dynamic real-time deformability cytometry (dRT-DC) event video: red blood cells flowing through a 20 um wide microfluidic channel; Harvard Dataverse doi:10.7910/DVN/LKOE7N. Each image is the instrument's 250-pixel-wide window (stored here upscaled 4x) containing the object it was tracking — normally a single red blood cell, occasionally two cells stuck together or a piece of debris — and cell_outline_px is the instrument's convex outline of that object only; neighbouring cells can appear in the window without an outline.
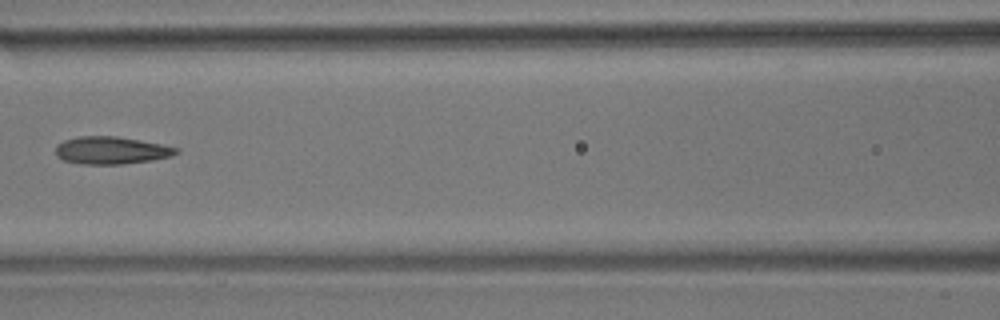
{"species": "common noctule bat (a hibernating species)", "species_latin": "Nyctalus noctula", "temperature_condition": "room temperature", "stored_images_in_passage": 15, "camera_frame_rate_fps": 3000, "um_per_image_px": 0.085, "animal": {"sex": "male", "body_mass_g": 17.9}, "frame": {"image": 1, "passage_image": 7, "time_ms": 2.0, "image_size_px": [1000, 320], "cell_outline_px": [[180, 152], [172, 156], [152, 160], [120, 164], [80, 164], [64, 160], [56, 156], [56, 144], [64, 140], [80, 136], [116, 136], [160, 144], [180, 148]], "centroid_in_image_um": [9.45, 12.78], "position_along_channel_um": 157.1, "area_um2": 19.31}}
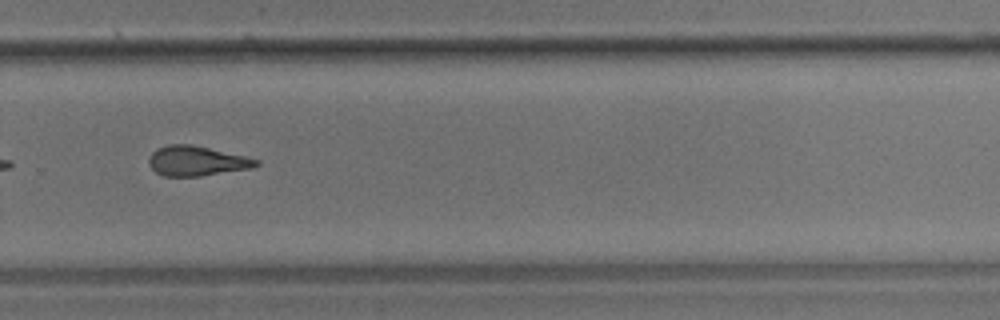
{"frame": {"image": 2, "passage_image": 11, "time_ms": 3.333, "image_size_px": [1000, 320], "cell_outline_px": [[260, 164], [252, 168], [200, 176], [164, 176], [156, 172], [148, 164], [148, 156], [156, 148], [168, 144], [192, 144], [244, 156], [260, 160]], "centroid_in_image_um": [16.69, 13.67], "position_along_channel_um": 313.1, "area_um2": 18.73}}